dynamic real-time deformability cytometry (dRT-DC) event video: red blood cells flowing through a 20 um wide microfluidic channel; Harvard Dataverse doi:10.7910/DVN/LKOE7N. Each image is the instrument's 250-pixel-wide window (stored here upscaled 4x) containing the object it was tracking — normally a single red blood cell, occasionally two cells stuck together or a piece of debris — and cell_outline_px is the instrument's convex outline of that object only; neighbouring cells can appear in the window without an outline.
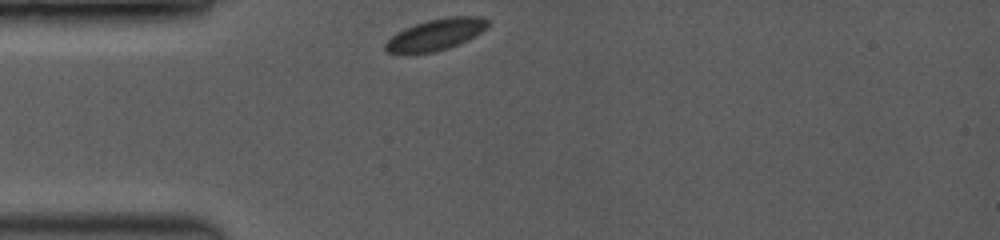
{"species": "common noctule bat (a hibernating species)", "species_latin": "Nyctalus noctula", "temperature_condition": "room temperature", "stored_images_in_passage": 35, "camera_frame_rate_fps": 3500, "um_per_image_px": 0.085, "animal": {"sex": "female", "body_mass_g": 19.0, "forearm_length_mm": 53.3}, "frame": {"image": 1, "passage_image": 1, "time_ms": 0.0, "image_size_px": [1000, 240], "cell_outline_px": [[488, 28], [448, 48], [432, 52], [388, 52], [384, 48], [384, 44], [396, 32], [404, 28], [428, 20], [448, 16], [484, 16], [488, 20]], "centroid_in_image_um": [37.05, 2.9], "position_along_channel_um": 47.9, "area_um2": 18.26}}
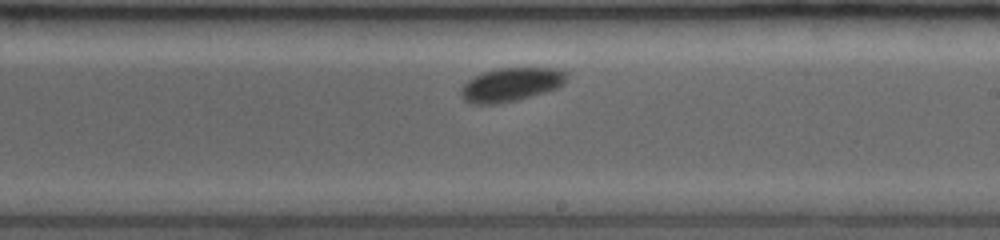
{"frame": {"image": 2, "passage_image": 20, "time_ms": 5.429, "image_size_px": [1000, 240], "cell_outline_px": [[568, 80], [564, 84], [556, 88], [544, 92], [516, 100], [496, 104], [472, 104], [464, 100], [460, 96], [460, 88], [468, 80], [484, 72], [500, 68], [556, 68], [568, 72]], "centroid_in_image_um": [43.45, 7.19], "position_along_channel_um": 245.6, "area_um2": 20.75}}
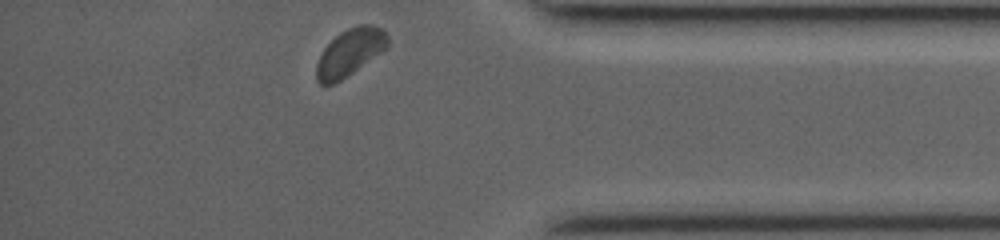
{"frame": {"image": 3, "passage_image": 35, "time_ms": 9.714, "image_size_px": [1000, 240], "cell_outline_px": [[388, 48], [340, 80], [332, 84], [320, 84], [316, 80], [316, 64], [324, 48], [340, 32], [348, 28], [360, 24], [372, 24], [380, 28], [388, 36]], "centroid_in_image_um": [29.74, 4.44], "position_along_channel_um": 405.5, "area_um2": 19.31}, "authors_computed_cell_mechanics": {"area_um2": 19.7676, "velocity_mm_per_s": 3.9185, "shape_relaxation_time_tau1_ms": 1.453, "shape_relaxation_time_tau2_ms": null, "deformation_change_tau1": 0.0543, "deformation_change_tau2": null}}